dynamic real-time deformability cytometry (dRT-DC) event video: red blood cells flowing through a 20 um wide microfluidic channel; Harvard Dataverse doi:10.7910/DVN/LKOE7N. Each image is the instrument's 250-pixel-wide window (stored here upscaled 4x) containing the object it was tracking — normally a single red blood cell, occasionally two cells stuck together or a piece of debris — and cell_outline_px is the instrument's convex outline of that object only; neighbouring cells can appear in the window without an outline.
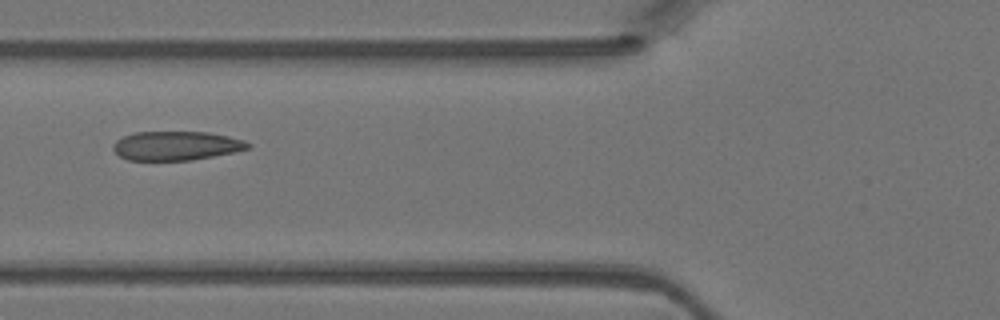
{"species": "Egyptian fruit bat (a non-hibernating species)", "species_latin": "Rousettus aegyptiacus", "temperature_condition": "warm", "stored_images_in_passage": 5, "camera_frame_rate_fps": 3000, "um_per_image_px": 0.085, "animal": {"sex": "female"}, "frame": {"image": 1, "passage_image": 5, "time_ms": 1.333, "image_size_px": [1000, 320], "cell_outline_px": [[252, 148], [192, 160], [128, 160], [120, 156], [112, 148], [112, 144], [116, 140], [124, 136], [136, 132], [208, 132], [228, 136], [244, 140], [252, 144]], "centroid_in_image_um": [14.99, 12.38], "position_along_channel_um": 110.8, "area_um2": 22.77}}